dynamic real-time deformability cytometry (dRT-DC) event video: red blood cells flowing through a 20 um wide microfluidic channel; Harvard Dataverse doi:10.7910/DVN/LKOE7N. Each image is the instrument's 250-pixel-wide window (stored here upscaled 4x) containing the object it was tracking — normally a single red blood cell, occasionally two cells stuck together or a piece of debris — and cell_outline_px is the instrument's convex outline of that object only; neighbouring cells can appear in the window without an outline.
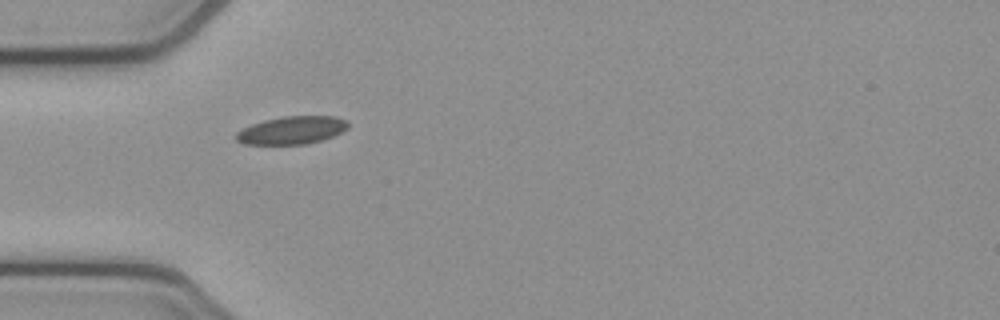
{"species": "common noctule bat (a hibernating species)", "species_latin": "Nyctalus noctula", "temperature_condition": "cold", "stored_images_in_passage": 38, "camera_frame_rate_fps": 3000, "um_per_image_px": 0.085, "animal": {"sex": "female", "body_mass_g": 21.9}, "frame": {"image": 1, "passage_image": 1, "time_ms": 0.0, "image_size_px": [1000, 320], "cell_outline_px": [[348, 128], [332, 136], [320, 140], [304, 144], [244, 144], [236, 140], [236, 132], [252, 124], [264, 120], [280, 116], [336, 116], [348, 120]], "centroid_in_image_um": [24.81, 11.05], "position_along_channel_um": 60.2, "area_um2": 18.09}}
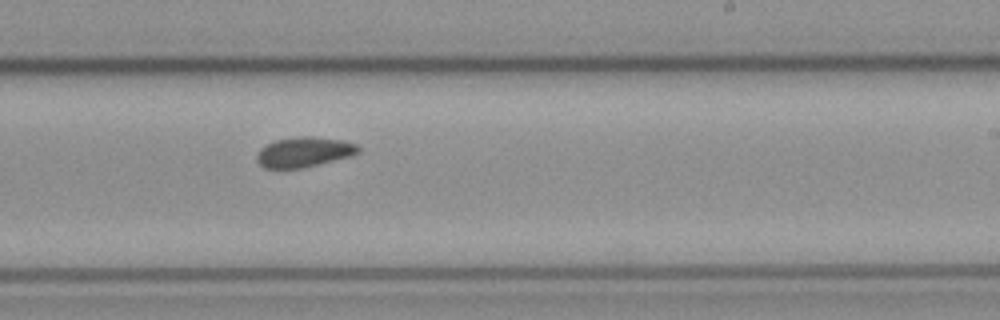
{"frame": {"image": 2, "passage_image": 17, "time_ms": 5.333, "image_size_px": [1000, 320], "cell_outline_px": [[360, 152], [352, 156], [304, 168], [264, 168], [256, 160], [256, 152], [260, 148], [276, 140], [300, 136], [312, 136], [344, 140], [356, 144], [360, 148]], "centroid_in_image_um": [25.86, 12.92], "position_along_channel_um": 263.1, "area_um2": 17.98}}
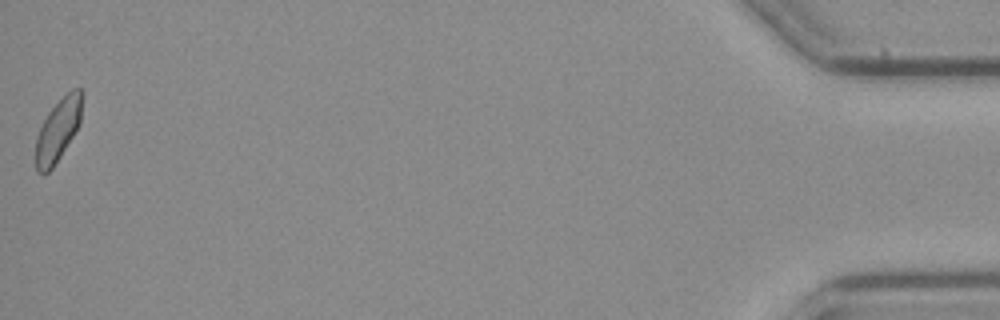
{"frame": {"image": 3, "passage_image": 38, "time_ms": 12.333, "image_size_px": [1000, 320], "cell_outline_px": [[84, 96], [80, 124], [60, 156], [52, 168], [44, 176], [36, 172], [36, 136], [48, 112], [72, 88], [80, 88], [84, 92]], "centroid_in_image_um": [4.96, 11.04], "position_along_channel_um": 430.2, "area_um2": 16.99}}